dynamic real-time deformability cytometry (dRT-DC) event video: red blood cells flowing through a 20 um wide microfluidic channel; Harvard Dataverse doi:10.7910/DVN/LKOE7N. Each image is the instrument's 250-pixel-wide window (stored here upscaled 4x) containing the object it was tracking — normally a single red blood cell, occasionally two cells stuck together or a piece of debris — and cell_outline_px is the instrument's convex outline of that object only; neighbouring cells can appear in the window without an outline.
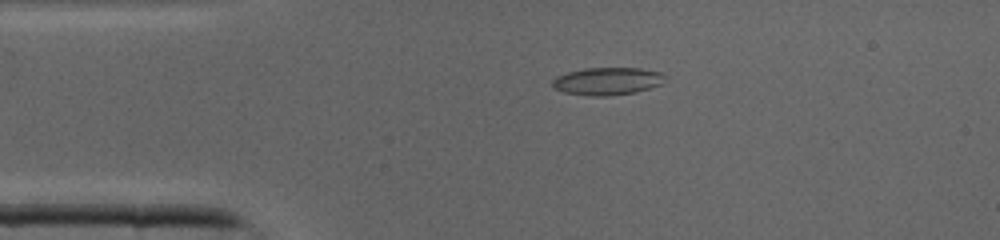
{"species": "common noctule bat (a hibernating species)", "species_latin": "Nyctalus noctula", "temperature_condition": "cold", "stored_images_in_passage": 35, "camera_frame_rate_fps": 3000, "um_per_image_px": 0.085, "animal": {"sex": "male", "body_mass_g": 19.0, "forearm_length_mm": 50.8}, "frame": {"image": 1, "passage_image": 2, "time_ms": 0.333, "image_size_px": [1000, 240], "cell_outline_px": [[664, 84], [636, 92], [608, 96], [588, 96], [564, 92], [552, 88], [552, 80], [556, 76], [568, 72], [584, 68], [640, 68], [664, 72]], "centroid_in_image_um": [51.64, 6.9], "position_along_channel_um": 33.4, "area_um2": 18.38}}
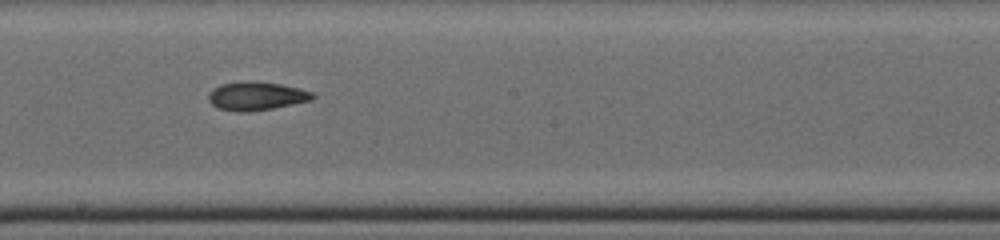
{"frame": {"image": 2, "passage_image": 16, "time_ms": 5.0, "image_size_px": [1000, 240], "cell_outline_px": [[316, 96], [312, 100], [272, 108], [244, 112], [236, 112], [216, 108], [208, 100], [208, 92], [212, 88], [220, 84], [280, 84], [300, 88], [312, 92]], "centroid_in_image_um": [21.78, 8.21], "position_along_channel_um": 226.4, "area_um2": 16.59}}
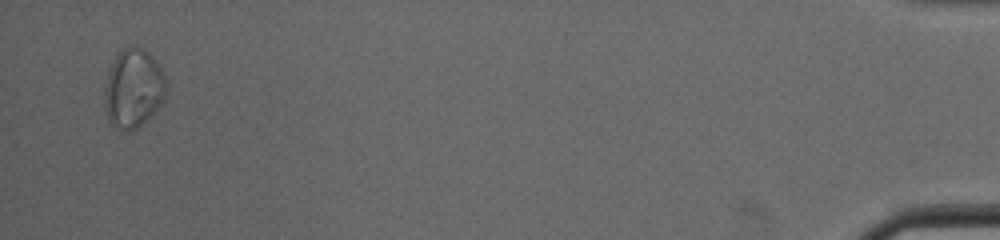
{"frame": {"image": 3, "passage_image": 34, "time_ms": 11.0, "image_size_px": [1000, 240], "cell_outline_px": [[168, 100], [148, 120], [136, 128], [128, 132], [112, 128], [108, 120], [104, 108], [104, 84], [108, 72], [116, 56], [124, 48], [144, 48], [156, 60], [164, 72], [168, 80]], "centroid_in_image_um": [11.39, 7.58], "position_along_channel_um": 423.8, "area_um2": 29.48}}